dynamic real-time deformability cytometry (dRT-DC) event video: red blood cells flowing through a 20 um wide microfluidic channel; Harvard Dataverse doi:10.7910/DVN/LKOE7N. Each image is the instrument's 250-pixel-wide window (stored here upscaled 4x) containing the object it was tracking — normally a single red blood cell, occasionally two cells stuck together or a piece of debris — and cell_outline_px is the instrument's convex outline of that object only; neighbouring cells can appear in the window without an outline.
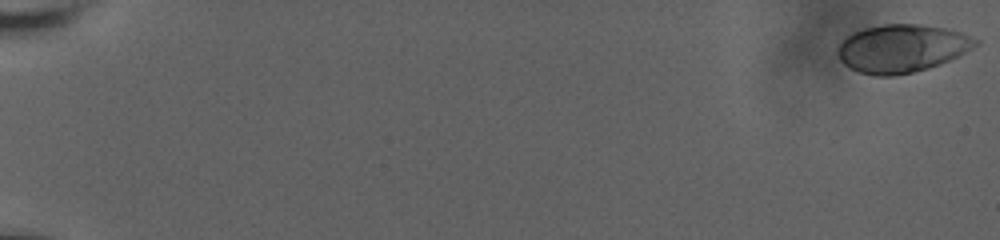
{"species": "human", "species_latin": "Homo sapiens", "temperature_condition": "room temperature", "stored_images_in_passage": 34, "camera_frame_rate_fps": 3000, "um_per_image_px": 0.085, "donor": {"sex": "male"}, "frame": {"image": 1, "passage_image": 1, "time_ms": 0.0, "image_size_px": [1000, 240], "cell_outline_px": [[980, 40], [976, 44], [964, 52], [940, 64], [928, 68], [912, 72], [892, 76], [872, 76], [860, 72], [844, 64], [840, 60], [840, 40], [852, 32], [864, 28], [884, 24], [920, 24], [948, 28], [960, 32]], "centroid_in_image_um": [76.64, 4.1], "position_along_channel_um": 8.4, "area_um2": 38.21}}
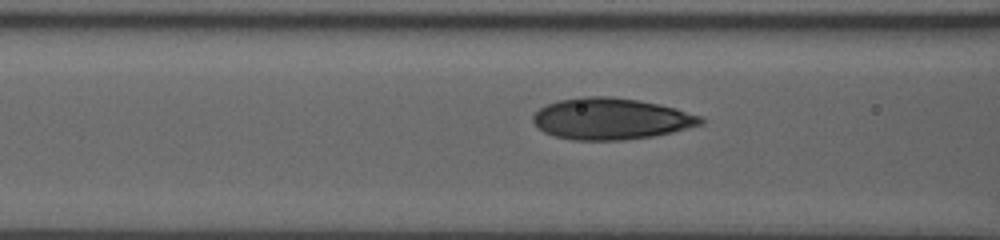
{"frame": {"image": 2, "passage_image": 25, "time_ms": 9.0, "image_size_px": [1000, 240], "cell_outline_px": [[704, 124], [672, 132], [652, 136], [620, 140], [572, 140], [556, 136], [544, 132], [532, 120], [532, 116], [540, 108], [548, 104], [560, 100], [580, 96], [612, 96], [640, 100], [660, 104], [676, 108], [704, 116]], "centroid_in_image_um": [51.98, 10.08], "position_along_channel_um": 114.6, "area_um2": 40.63}}
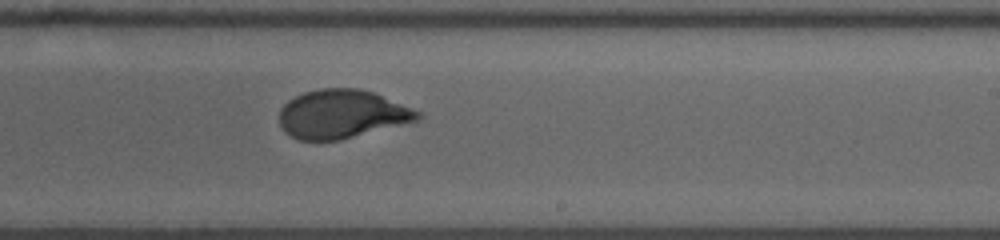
{"frame": {"image": 3, "passage_image": 34, "time_ms": 13.0, "image_size_px": [1000, 240], "cell_outline_px": [[424, 116], [420, 120], [340, 140], [300, 140], [284, 132], [280, 124], [280, 108], [288, 100], [304, 92], [320, 88], [360, 88], [372, 92], [420, 112]], "centroid_in_image_um": [29.05, 9.7], "position_along_channel_um": 260.0, "area_um2": 39.02}}